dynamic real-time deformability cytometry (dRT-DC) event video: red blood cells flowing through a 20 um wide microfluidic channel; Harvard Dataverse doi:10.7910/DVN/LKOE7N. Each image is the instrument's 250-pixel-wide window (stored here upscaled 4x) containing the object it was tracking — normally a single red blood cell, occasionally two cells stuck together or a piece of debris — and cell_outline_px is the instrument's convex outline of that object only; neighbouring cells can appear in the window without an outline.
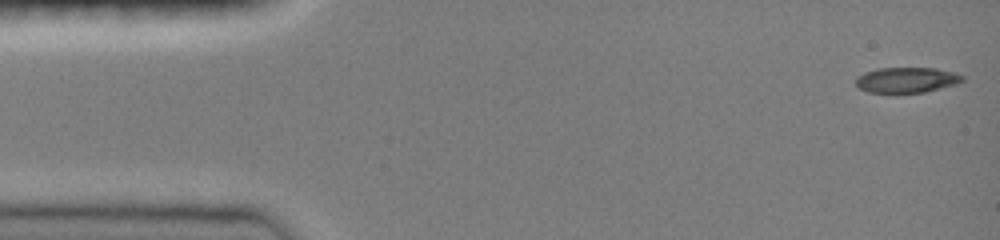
{"species": "common noctule bat (a hibernating species)", "species_latin": "Nyctalus noctula", "temperature_condition": "room temperature", "stored_images_in_passage": 46, "camera_frame_rate_fps": 3000, "um_per_image_px": 0.085, "animal": {"sex": "female", "body_mass_g": 19.0, "forearm_length_mm": 51.5}, "frame": {"image": 1, "passage_image": 1, "time_ms": 0.0, "image_size_px": [1000, 240], "cell_outline_px": [[964, 80], [956, 84], [924, 92], [868, 92], [860, 88], [856, 84], [856, 76], [864, 72], [876, 68], [936, 68], [952, 72], [964, 76]], "centroid_in_image_um": [77.04, 6.78], "position_along_channel_um": 8.0, "area_um2": 15.66}}
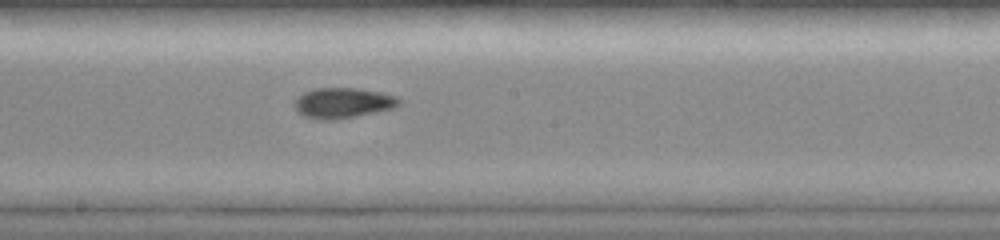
{"frame": {"image": 2, "passage_image": 25, "time_ms": 8.0, "image_size_px": [1000, 240], "cell_outline_px": [[400, 104], [392, 108], [376, 112], [336, 120], [320, 120], [304, 116], [296, 108], [296, 96], [304, 92], [316, 88], [356, 88], [380, 92], [396, 96], [400, 100]], "centroid_in_image_um": [29.14, 8.75], "position_along_channel_um": 219.1, "area_um2": 18.38}}
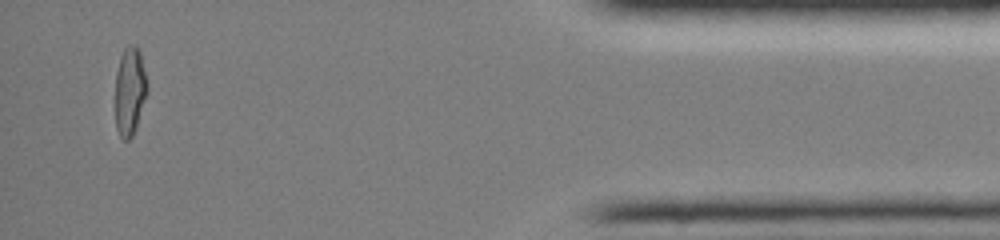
{"frame": {"image": 3, "passage_image": 44, "time_ms": 14.333, "image_size_px": [1000, 240], "cell_outline_px": [[148, 92], [136, 128], [132, 136], [128, 140], [124, 140], [120, 136], [116, 128], [116, 72], [120, 56], [124, 48], [128, 44], [136, 44], [140, 52], [148, 84]], "centroid_in_image_um": [11.05, 7.72], "position_along_channel_um": 424.2, "area_um2": 16.65}, "authors_computed_cell_mechanics": {"area_um2": 17.1955, "velocity_mm_per_s": 4.0956, "shape_relaxation_time_tau1_ms": null, "shape_relaxation_time_tau2_ms": 1.3218, "deformation_change_tau1": null, "deformation_change_tau2": 0.059}}